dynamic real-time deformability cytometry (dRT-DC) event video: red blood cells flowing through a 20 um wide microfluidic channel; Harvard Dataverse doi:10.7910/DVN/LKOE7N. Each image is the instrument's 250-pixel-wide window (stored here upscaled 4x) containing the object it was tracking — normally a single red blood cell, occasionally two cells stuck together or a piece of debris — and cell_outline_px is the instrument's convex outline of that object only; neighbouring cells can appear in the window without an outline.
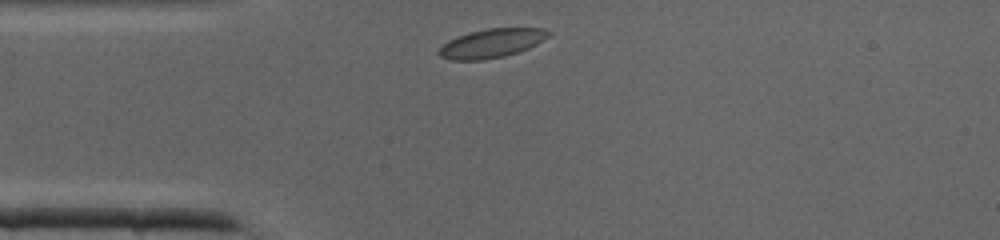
{"species": "common noctule bat (a hibernating species)", "species_latin": "Nyctalus noctula", "temperature_condition": "cold", "stored_images_in_passage": 24, "camera_frame_rate_fps": 3000, "um_per_image_px": 0.085, "animal": {"sex": "male", "body_mass_g": 19.0, "forearm_length_mm": 50.8}, "frame": {"image": 1, "passage_image": 1, "time_ms": 0.0, "image_size_px": [1000, 240], "cell_outline_px": [[552, 32], [548, 36], [536, 44], [528, 48], [504, 56], [484, 60], [448, 60], [440, 56], [436, 52], [448, 40], [468, 32], [488, 28], [544, 28]], "centroid_in_image_um": [41.76, 3.67], "position_along_channel_um": 43.2, "area_um2": 18.44}}
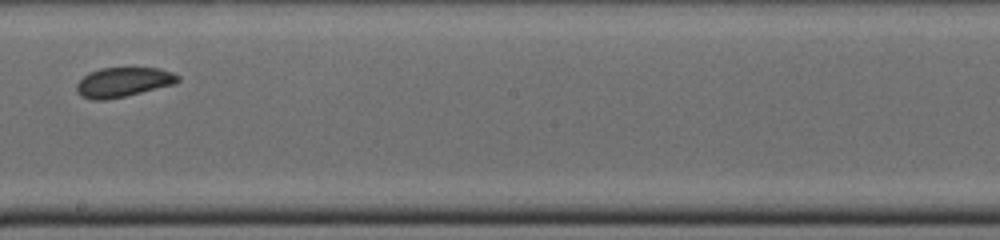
{"frame": {"image": 2, "passage_image": 14, "time_ms": 4.333, "image_size_px": [1000, 240], "cell_outline_px": [[180, 80], [176, 84], [124, 96], [104, 100], [92, 100], [80, 96], [76, 92], [76, 84], [84, 76], [100, 68], [132, 64], [160, 68], [172, 72], [180, 76]], "centroid_in_image_um": [10.51, 6.92], "position_along_channel_um": 237.7, "area_um2": 18.32}}
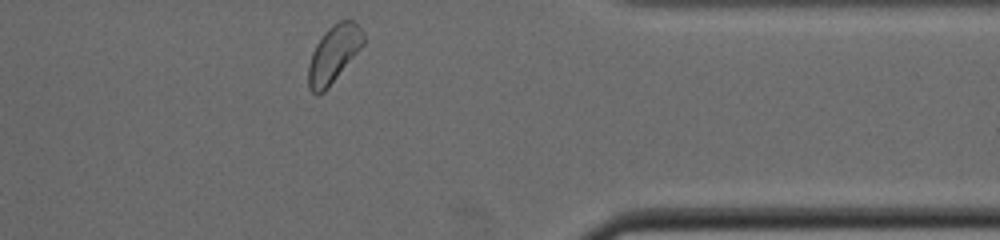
{"frame": {"image": 3, "passage_image": 24, "time_ms": 7.667, "image_size_px": [1000, 240], "cell_outline_px": [[364, 44], [328, 88], [324, 92], [316, 96], [308, 88], [308, 64], [312, 52], [316, 44], [324, 32], [332, 24], [340, 20], [352, 20], [364, 32]], "centroid_in_image_um": [28.34, 4.61], "position_along_channel_um": 383.1, "area_um2": 18.38}}